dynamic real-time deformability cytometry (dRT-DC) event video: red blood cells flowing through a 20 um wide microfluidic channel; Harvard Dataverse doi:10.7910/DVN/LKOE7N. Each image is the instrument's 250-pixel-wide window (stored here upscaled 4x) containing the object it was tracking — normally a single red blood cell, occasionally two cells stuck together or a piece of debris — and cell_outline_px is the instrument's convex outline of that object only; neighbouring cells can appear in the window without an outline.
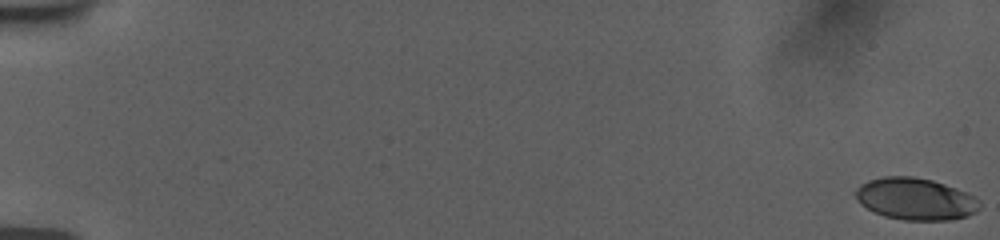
{"species": "human", "species_latin": "Homo sapiens", "temperature_condition": "room temperature", "stored_images_in_passage": 57, "camera_frame_rate_fps": 3000, "um_per_image_px": 0.085, "donor": {"sex": "female"}, "frame": {"image": 1, "passage_image": 1, "time_ms": 0.0, "image_size_px": [1000, 240], "cell_outline_px": [[980, 208], [976, 212], [968, 216], [952, 220], [904, 220], [884, 216], [860, 204], [856, 200], [852, 192], [860, 184], [868, 180], [884, 176], [912, 176], [932, 180], [956, 188], [980, 200]], "centroid_in_image_um": [77.78, 16.91], "position_along_channel_um": 7.2, "area_um2": 30.52}}
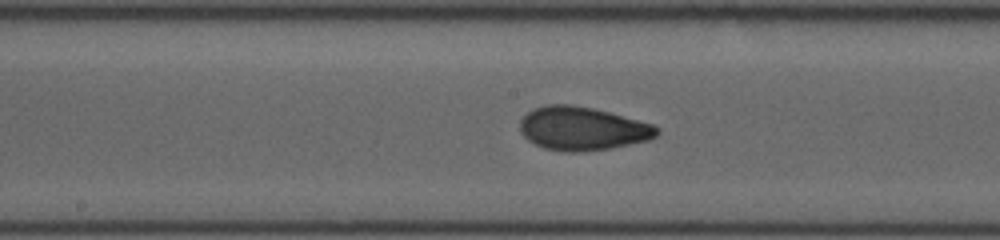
{"frame": {"image": 2, "passage_image": 32, "time_ms": 10.333, "image_size_px": [1000, 240], "cell_outline_px": [[660, 132], [656, 136], [648, 140], [612, 148], [576, 152], [564, 152], [544, 148], [528, 140], [520, 132], [520, 120], [532, 108], [548, 104], [572, 104], [592, 108], [608, 112], [652, 124], [660, 128]], "centroid_in_image_um": [49.49, 10.93], "position_along_channel_um": 198.7, "area_um2": 34.68}}
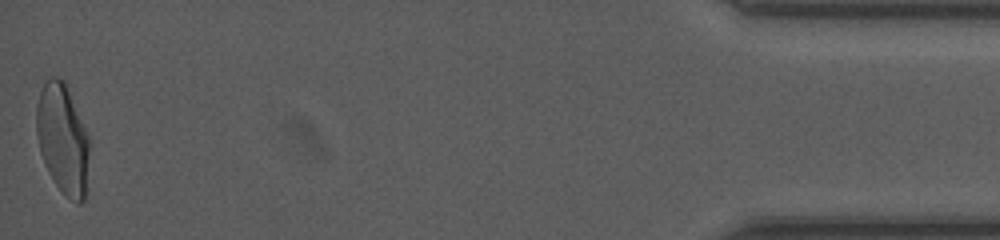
{"frame": {"image": 3, "passage_image": 57, "time_ms": 18.667, "image_size_px": [1000, 240], "cell_outline_px": [[88, 152], [84, 200], [80, 204], [68, 196], [56, 184], [48, 172], [44, 164], [40, 152], [36, 132], [36, 108], [40, 92], [44, 84], [52, 76], [56, 76], [64, 80], [88, 136]], "centroid_in_image_um": [5.29, 11.78], "position_along_channel_um": 429.9, "area_um2": 33.06}, "authors_computed_cell_mechanics": {"area_um2": 32.8882, "velocity_mm_per_s": 3.7692, "shape_relaxation_time_tau1_ms": 7.7414, "shape_relaxation_time_tau2_ms": 0.9388, "deformation_change_tau1": 0.226, "deformation_change_tau2": 0.0595}}